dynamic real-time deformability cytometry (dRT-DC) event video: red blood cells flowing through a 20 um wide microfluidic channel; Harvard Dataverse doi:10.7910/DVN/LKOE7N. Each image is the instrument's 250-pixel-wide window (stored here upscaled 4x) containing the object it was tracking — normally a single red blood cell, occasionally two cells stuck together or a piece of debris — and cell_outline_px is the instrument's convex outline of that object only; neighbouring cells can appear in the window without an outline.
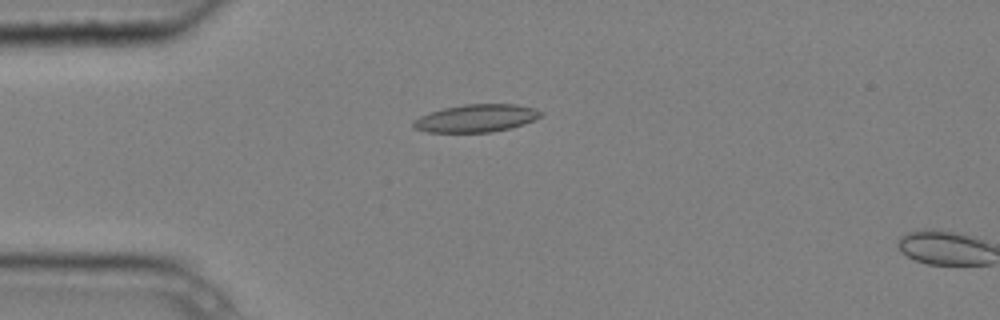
{"species": "common noctule bat (a hibernating species)", "species_latin": "Nyctalus noctula", "temperature_condition": "cold", "stored_images_in_passage": 4, "camera_frame_rate_fps": 3000, "um_per_image_px": 0.085, "animal": {"sex": "male", "body_mass_g": 20.4}, "frame": {"image": 1, "passage_image": 3, "time_ms": 0.667, "image_size_px": [1000, 320], "cell_outline_px": [[544, 112], [540, 116], [524, 124], [492, 132], [428, 132], [412, 128], [412, 120], [420, 116], [444, 108], [464, 104], [516, 104], [536, 108]], "centroid_in_image_um": [40.47, 10.04], "position_along_channel_um": 44.5, "area_um2": 20.52}}